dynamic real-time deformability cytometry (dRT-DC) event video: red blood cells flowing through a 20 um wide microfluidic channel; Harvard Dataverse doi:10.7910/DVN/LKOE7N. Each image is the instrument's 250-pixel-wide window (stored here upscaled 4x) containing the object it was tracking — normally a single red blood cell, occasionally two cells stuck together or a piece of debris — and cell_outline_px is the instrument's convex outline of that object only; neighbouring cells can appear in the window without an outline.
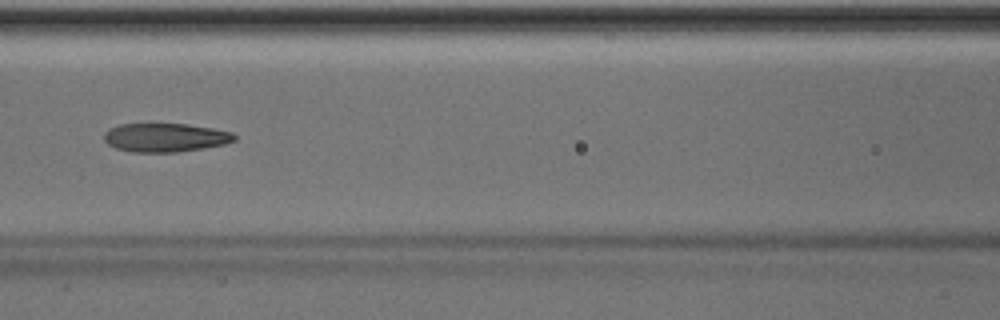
{"species": "Egyptian fruit bat (a non-hibernating species)", "species_latin": "Rousettus aegyptiacus", "temperature_condition": "room temperature", "stored_images_in_passage": 50, "camera_frame_rate_fps": 3000, "um_per_image_px": 0.085, "animal": {"sex": "male"}, "frame": {"image": 1, "passage_image": 22, "time_ms": 7.0, "image_size_px": [1000, 320], "cell_outline_px": [[236, 140], [224, 144], [204, 148], [176, 152], [132, 152], [116, 148], [108, 144], [104, 140], [104, 132], [108, 128], [120, 124], [188, 124], [212, 128], [232, 132], [236, 136]], "centroid_in_image_um": [14.04, 11.69], "position_along_channel_um": 152.6, "area_um2": 21.85}, "authors_computed_cell_mechanics": {"area_um2": 22.831, "velocity_mm_per_s": 4.0162, "shape_relaxation_time_tau1_ms": 11.3571, "shape_relaxation_time_tau2_ms": 2.485, "deformation_change_tau1": 0.3247, "deformation_change_tau2": 0.1111}}